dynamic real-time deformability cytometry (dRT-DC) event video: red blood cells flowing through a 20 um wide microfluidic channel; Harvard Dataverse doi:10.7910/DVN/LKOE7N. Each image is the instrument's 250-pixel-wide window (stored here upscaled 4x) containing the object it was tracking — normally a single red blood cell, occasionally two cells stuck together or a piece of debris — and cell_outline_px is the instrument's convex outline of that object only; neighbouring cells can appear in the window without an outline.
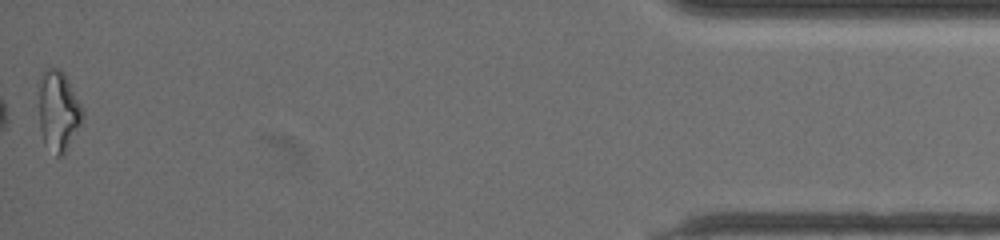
{"species": "common noctule bat (a hibernating species)", "species_latin": "Nyctalus noctula", "temperature_condition": "warm", "stored_images_in_passage": 42, "camera_frame_rate_fps": 3000, "um_per_image_px": 0.085, "animal": {"sex": "female", "body_mass_g": 19.5, "forearm_length_mm": 54.1}, "frame": {"image": 1, "passage_image": 41, "time_ms": 13.333, "image_size_px": [1000, 240], "cell_outline_px": [[84, 116], [64, 156], [56, 156], [44, 144], [40, 128], [40, 84], [44, 72], [48, 68], [56, 68], [64, 72], [84, 112]], "centroid_in_image_um": [4.97, 9.48], "position_along_channel_um": 430.2, "area_um2": 20.06}, "authors_computed_cell_mechanics": {"area_um2": 17.1666, "velocity_mm_per_s": 3.6438, "shape_relaxation_time_tau1_ms": 9.8067, "shape_relaxation_time_tau2_ms": 4.6732, "deformation_change_tau1": 0.2224, "deformation_change_tau2": 0.1529}}